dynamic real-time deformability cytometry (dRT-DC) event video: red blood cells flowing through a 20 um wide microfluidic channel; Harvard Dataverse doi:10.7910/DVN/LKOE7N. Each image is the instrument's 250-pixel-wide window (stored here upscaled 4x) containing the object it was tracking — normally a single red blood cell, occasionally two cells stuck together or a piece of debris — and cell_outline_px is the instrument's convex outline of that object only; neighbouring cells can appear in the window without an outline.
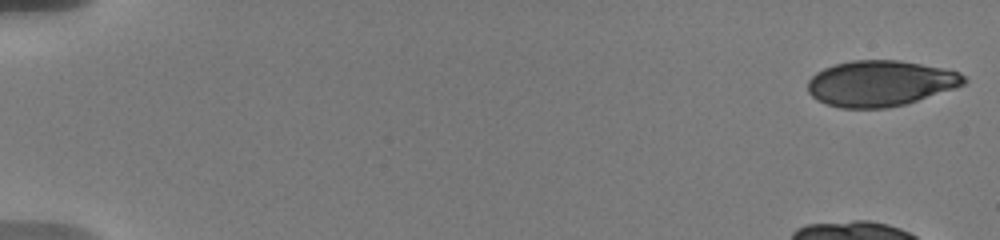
{"species": "human", "species_latin": "Homo sapiens", "temperature_condition": "warm", "stored_images_in_passage": 50, "camera_frame_rate_fps": 3000, "um_per_image_px": 0.085, "donor": {"sex": "male"}, "frame": {"image": 1, "passage_image": 1, "time_ms": 0.0, "image_size_px": [1000, 240], "cell_outline_px": [[968, 80], [964, 84], [956, 88], [904, 104], [884, 108], [840, 108], [816, 100], [808, 92], [808, 80], [816, 72], [824, 68], [836, 64], [852, 60], [900, 60], [960, 72]], "centroid_in_image_um": [74.81, 7.08], "position_along_channel_um": 10.2, "area_um2": 41.5}}
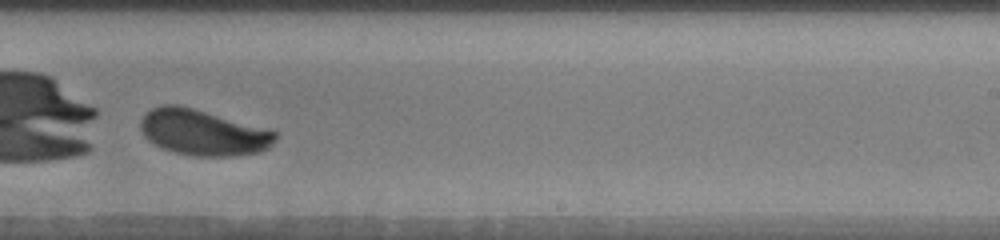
{"frame": {"image": 2, "passage_image": 32, "time_ms": 12.333, "image_size_px": [1000, 240], "cell_outline_px": [[280, 132], [276, 140], [268, 148], [260, 152], [236, 156], [196, 156], [172, 152], [160, 148], [152, 144], [144, 136], [140, 128], [140, 120], [144, 112], [160, 104], [180, 104]], "centroid_in_image_um": [17.23, 11.25], "position_along_channel_um": 271.8, "area_um2": 36.65}}
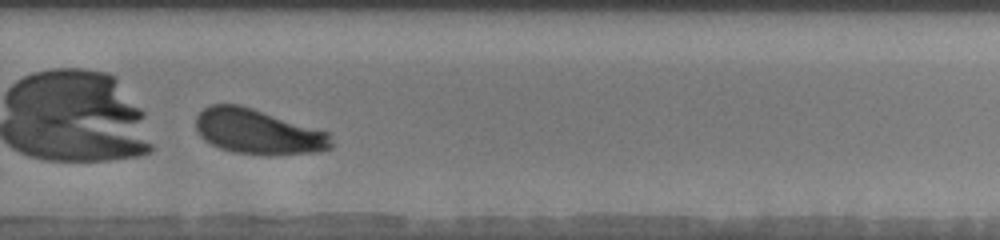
{"frame": {"image": 3, "passage_image": 37, "time_ms": 13.333, "image_size_px": [1000, 240], "cell_outline_px": [[332, 148], [320, 152], [268, 156], [232, 152], [220, 148], [204, 140], [200, 136], [196, 128], [196, 116], [204, 108], [212, 104], [240, 104], [328, 132], [332, 140]], "centroid_in_image_um": [21.93, 11.21], "position_along_channel_um": 307.9, "area_um2": 35.78}, "authors_computed_cell_mechanics": {"area_um2": 36.703, "velocity_mm_per_s": 3.6244, "shape_relaxation_time_tau1_ms": 4.5543, "shape_relaxation_time_tau2_ms": null, "deformation_change_tau1": 0.2381, "deformation_change_tau2": null}}